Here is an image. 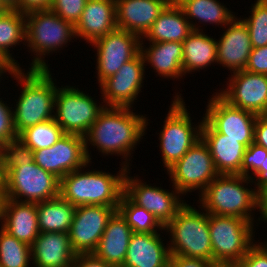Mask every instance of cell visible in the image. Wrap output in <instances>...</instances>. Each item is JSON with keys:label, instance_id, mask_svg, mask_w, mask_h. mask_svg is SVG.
Listing matches in <instances>:
<instances>
[{"label": "cell", "instance_id": "obj_1", "mask_svg": "<svg viewBox=\"0 0 267 267\" xmlns=\"http://www.w3.org/2000/svg\"><path fill=\"white\" fill-rule=\"evenodd\" d=\"M147 119L134 113L131 107L105 106L84 136L88 161L91 162V151L89 153L88 149L91 144L103 155H122L125 161L120 165L129 169V157L133 154L132 151H135V145H138L145 135Z\"/></svg>", "mask_w": 267, "mask_h": 267}, {"label": "cell", "instance_id": "obj_2", "mask_svg": "<svg viewBox=\"0 0 267 267\" xmlns=\"http://www.w3.org/2000/svg\"><path fill=\"white\" fill-rule=\"evenodd\" d=\"M14 80L21 85L16 108L13 109L14 128L17 135L28 127L54 119L57 85L50 69H29L26 73L16 69Z\"/></svg>", "mask_w": 267, "mask_h": 267}, {"label": "cell", "instance_id": "obj_3", "mask_svg": "<svg viewBox=\"0 0 267 267\" xmlns=\"http://www.w3.org/2000/svg\"><path fill=\"white\" fill-rule=\"evenodd\" d=\"M74 170L60 179V196L73 206L102 205L118 207L124 193V179L129 170L122 166L117 175L100 170Z\"/></svg>", "mask_w": 267, "mask_h": 267}, {"label": "cell", "instance_id": "obj_4", "mask_svg": "<svg viewBox=\"0 0 267 267\" xmlns=\"http://www.w3.org/2000/svg\"><path fill=\"white\" fill-rule=\"evenodd\" d=\"M250 183L253 185V181L243 175L219 174L199 195V206L209 214L234 216L254 223L256 189L244 185Z\"/></svg>", "mask_w": 267, "mask_h": 267}, {"label": "cell", "instance_id": "obj_5", "mask_svg": "<svg viewBox=\"0 0 267 267\" xmlns=\"http://www.w3.org/2000/svg\"><path fill=\"white\" fill-rule=\"evenodd\" d=\"M25 30V42L35 55L28 69H50L44 56L55 50H61L60 48L71 42V38H76L75 26L51 9L25 13Z\"/></svg>", "mask_w": 267, "mask_h": 267}, {"label": "cell", "instance_id": "obj_6", "mask_svg": "<svg viewBox=\"0 0 267 267\" xmlns=\"http://www.w3.org/2000/svg\"><path fill=\"white\" fill-rule=\"evenodd\" d=\"M185 204L164 227L170 234V254L213 261L209 213Z\"/></svg>", "mask_w": 267, "mask_h": 267}, {"label": "cell", "instance_id": "obj_7", "mask_svg": "<svg viewBox=\"0 0 267 267\" xmlns=\"http://www.w3.org/2000/svg\"><path fill=\"white\" fill-rule=\"evenodd\" d=\"M208 225L215 263L238 264L255 244L254 223L246 219L209 214Z\"/></svg>", "mask_w": 267, "mask_h": 267}, {"label": "cell", "instance_id": "obj_8", "mask_svg": "<svg viewBox=\"0 0 267 267\" xmlns=\"http://www.w3.org/2000/svg\"><path fill=\"white\" fill-rule=\"evenodd\" d=\"M181 94L174 97L167 116L165 117L162 131L159 134L160 150L162 151L163 166L168 169L201 139L203 118L195 126L191 123Z\"/></svg>", "mask_w": 267, "mask_h": 267}, {"label": "cell", "instance_id": "obj_9", "mask_svg": "<svg viewBox=\"0 0 267 267\" xmlns=\"http://www.w3.org/2000/svg\"><path fill=\"white\" fill-rule=\"evenodd\" d=\"M2 186L4 198L18 202L39 203L60 194V179L34 161L9 169L2 176Z\"/></svg>", "mask_w": 267, "mask_h": 267}, {"label": "cell", "instance_id": "obj_10", "mask_svg": "<svg viewBox=\"0 0 267 267\" xmlns=\"http://www.w3.org/2000/svg\"><path fill=\"white\" fill-rule=\"evenodd\" d=\"M74 87L57 88L54 120L65 133L85 136L105 105H98L91 96Z\"/></svg>", "mask_w": 267, "mask_h": 267}, {"label": "cell", "instance_id": "obj_11", "mask_svg": "<svg viewBox=\"0 0 267 267\" xmlns=\"http://www.w3.org/2000/svg\"><path fill=\"white\" fill-rule=\"evenodd\" d=\"M174 186L183 196L199 190V195L219 173L216 171L207 144L201 138L167 169Z\"/></svg>", "mask_w": 267, "mask_h": 267}, {"label": "cell", "instance_id": "obj_12", "mask_svg": "<svg viewBox=\"0 0 267 267\" xmlns=\"http://www.w3.org/2000/svg\"><path fill=\"white\" fill-rule=\"evenodd\" d=\"M130 169L126 172L124 179V193L138 206L144 207L152 213L159 223L165 227L186 204L181 200V193L175 188L166 191L161 187L151 186L142 182L138 176H128ZM136 178V179H135Z\"/></svg>", "mask_w": 267, "mask_h": 267}, {"label": "cell", "instance_id": "obj_13", "mask_svg": "<svg viewBox=\"0 0 267 267\" xmlns=\"http://www.w3.org/2000/svg\"><path fill=\"white\" fill-rule=\"evenodd\" d=\"M210 98L204 119L226 138L238 139L248 147L254 142L256 114L240 109L225 101L218 92Z\"/></svg>", "mask_w": 267, "mask_h": 267}, {"label": "cell", "instance_id": "obj_14", "mask_svg": "<svg viewBox=\"0 0 267 267\" xmlns=\"http://www.w3.org/2000/svg\"><path fill=\"white\" fill-rule=\"evenodd\" d=\"M97 50L96 75L100 84L116 74L129 60L141 51V38L126 30L116 29L93 41Z\"/></svg>", "mask_w": 267, "mask_h": 267}, {"label": "cell", "instance_id": "obj_15", "mask_svg": "<svg viewBox=\"0 0 267 267\" xmlns=\"http://www.w3.org/2000/svg\"><path fill=\"white\" fill-rule=\"evenodd\" d=\"M34 152V162L59 179L88 163L85 137L65 133L53 146Z\"/></svg>", "mask_w": 267, "mask_h": 267}, {"label": "cell", "instance_id": "obj_16", "mask_svg": "<svg viewBox=\"0 0 267 267\" xmlns=\"http://www.w3.org/2000/svg\"><path fill=\"white\" fill-rule=\"evenodd\" d=\"M146 65L141 51L127 61L116 74L106 78L99 85L105 106L133 107L145 79Z\"/></svg>", "mask_w": 267, "mask_h": 267}, {"label": "cell", "instance_id": "obj_17", "mask_svg": "<svg viewBox=\"0 0 267 267\" xmlns=\"http://www.w3.org/2000/svg\"><path fill=\"white\" fill-rule=\"evenodd\" d=\"M118 207L102 205L77 206L69 231L71 245L76 254L93 253L109 219Z\"/></svg>", "mask_w": 267, "mask_h": 267}, {"label": "cell", "instance_id": "obj_18", "mask_svg": "<svg viewBox=\"0 0 267 267\" xmlns=\"http://www.w3.org/2000/svg\"><path fill=\"white\" fill-rule=\"evenodd\" d=\"M231 73L227 88L218 94L235 107L256 115H267V75L246 70Z\"/></svg>", "mask_w": 267, "mask_h": 267}, {"label": "cell", "instance_id": "obj_19", "mask_svg": "<svg viewBox=\"0 0 267 267\" xmlns=\"http://www.w3.org/2000/svg\"><path fill=\"white\" fill-rule=\"evenodd\" d=\"M173 0H115L117 29L142 38Z\"/></svg>", "mask_w": 267, "mask_h": 267}, {"label": "cell", "instance_id": "obj_20", "mask_svg": "<svg viewBox=\"0 0 267 267\" xmlns=\"http://www.w3.org/2000/svg\"><path fill=\"white\" fill-rule=\"evenodd\" d=\"M226 27L217 40V64L227 67L230 72L244 70L252 51L247 25L240 16L235 17Z\"/></svg>", "mask_w": 267, "mask_h": 267}, {"label": "cell", "instance_id": "obj_21", "mask_svg": "<svg viewBox=\"0 0 267 267\" xmlns=\"http://www.w3.org/2000/svg\"><path fill=\"white\" fill-rule=\"evenodd\" d=\"M201 138L209 147L213 163L219 174L241 175V165L247 147L238 139L226 138L218 133L204 118Z\"/></svg>", "mask_w": 267, "mask_h": 267}, {"label": "cell", "instance_id": "obj_22", "mask_svg": "<svg viewBox=\"0 0 267 267\" xmlns=\"http://www.w3.org/2000/svg\"><path fill=\"white\" fill-rule=\"evenodd\" d=\"M31 253L34 267H71L77 256L67 232H40Z\"/></svg>", "mask_w": 267, "mask_h": 267}, {"label": "cell", "instance_id": "obj_23", "mask_svg": "<svg viewBox=\"0 0 267 267\" xmlns=\"http://www.w3.org/2000/svg\"><path fill=\"white\" fill-rule=\"evenodd\" d=\"M1 220L0 226L3 230L29 246L40 234L37 203L18 202L4 198Z\"/></svg>", "mask_w": 267, "mask_h": 267}, {"label": "cell", "instance_id": "obj_24", "mask_svg": "<svg viewBox=\"0 0 267 267\" xmlns=\"http://www.w3.org/2000/svg\"><path fill=\"white\" fill-rule=\"evenodd\" d=\"M160 234L133 232L122 267H169V246Z\"/></svg>", "mask_w": 267, "mask_h": 267}, {"label": "cell", "instance_id": "obj_25", "mask_svg": "<svg viewBox=\"0 0 267 267\" xmlns=\"http://www.w3.org/2000/svg\"><path fill=\"white\" fill-rule=\"evenodd\" d=\"M116 29L115 0H88L75 25V34L92 43Z\"/></svg>", "mask_w": 267, "mask_h": 267}, {"label": "cell", "instance_id": "obj_26", "mask_svg": "<svg viewBox=\"0 0 267 267\" xmlns=\"http://www.w3.org/2000/svg\"><path fill=\"white\" fill-rule=\"evenodd\" d=\"M133 231L116 211L109 219L93 254L112 267H122Z\"/></svg>", "mask_w": 267, "mask_h": 267}, {"label": "cell", "instance_id": "obj_27", "mask_svg": "<svg viewBox=\"0 0 267 267\" xmlns=\"http://www.w3.org/2000/svg\"><path fill=\"white\" fill-rule=\"evenodd\" d=\"M193 31L194 30L185 17L184 12L173 0L158 16L141 40L147 38L149 43H182Z\"/></svg>", "mask_w": 267, "mask_h": 267}, {"label": "cell", "instance_id": "obj_28", "mask_svg": "<svg viewBox=\"0 0 267 267\" xmlns=\"http://www.w3.org/2000/svg\"><path fill=\"white\" fill-rule=\"evenodd\" d=\"M143 44L141 40V53L145 63L151 65L156 70L155 73L168 79L183 78V43L151 42L146 48Z\"/></svg>", "mask_w": 267, "mask_h": 267}, {"label": "cell", "instance_id": "obj_29", "mask_svg": "<svg viewBox=\"0 0 267 267\" xmlns=\"http://www.w3.org/2000/svg\"><path fill=\"white\" fill-rule=\"evenodd\" d=\"M182 69L187 73L217 64V41L202 31L194 30L183 42Z\"/></svg>", "mask_w": 267, "mask_h": 267}, {"label": "cell", "instance_id": "obj_30", "mask_svg": "<svg viewBox=\"0 0 267 267\" xmlns=\"http://www.w3.org/2000/svg\"><path fill=\"white\" fill-rule=\"evenodd\" d=\"M182 9L185 17L190 22L193 30L202 31L200 26L192 20L197 19L198 23L220 25L225 28L236 16L226 5L218 0H174ZM192 19V20H191ZM191 20V21H190Z\"/></svg>", "mask_w": 267, "mask_h": 267}, {"label": "cell", "instance_id": "obj_31", "mask_svg": "<svg viewBox=\"0 0 267 267\" xmlns=\"http://www.w3.org/2000/svg\"><path fill=\"white\" fill-rule=\"evenodd\" d=\"M76 207L60 195L37 203L38 228L40 232L69 233Z\"/></svg>", "mask_w": 267, "mask_h": 267}, {"label": "cell", "instance_id": "obj_32", "mask_svg": "<svg viewBox=\"0 0 267 267\" xmlns=\"http://www.w3.org/2000/svg\"><path fill=\"white\" fill-rule=\"evenodd\" d=\"M25 41V13L6 9L0 14V54L16 69L22 67L15 61L14 56L12 58L9 49L19 45L20 42L26 46Z\"/></svg>", "mask_w": 267, "mask_h": 267}, {"label": "cell", "instance_id": "obj_33", "mask_svg": "<svg viewBox=\"0 0 267 267\" xmlns=\"http://www.w3.org/2000/svg\"><path fill=\"white\" fill-rule=\"evenodd\" d=\"M117 211L135 233H158L164 230L152 213L136 205L125 193L121 196Z\"/></svg>", "mask_w": 267, "mask_h": 267}, {"label": "cell", "instance_id": "obj_34", "mask_svg": "<svg viewBox=\"0 0 267 267\" xmlns=\"http://www.w3.org/2000/svg\"><path fill=\"white\" fill-rule=\"evenodd\" d=\"M65 132L54 119L38 123L23 130L18 138L33 151L53 146Z\"/></svg>", "mask_w": 267, "mask_h": 267}, {"label": "cell", "instance_id": "obj_35", "mask_svg": "<svg viewBox=\"0 0 267 267\" xmlns=\"http://www.w3.org/2000/svg\"><path fill=\"white\" fill-rule=\"evenodd\" d=\"M31 246L19 241L0 227V267H29Z\"/></svg>", "mask_w": 267, "mask_h": 267}, {"label": "cell", "instance_id": "obj_36", "mask_svg": "<svg viewBox=\"0 0 267 267\" xmlns=\"http://www.w3.org/2000/svg\"><path fill=\"white\" fill-rule=\"evenodd\" d=\"M33 161V150L18 137L0 144V171L2 176L13 167L30 164Z\"/></svg>", "mask_w": 267, "mask_h": 267}, {"label": "cell", "instance_id": "obj_37", "mask_svg": "<svg viewBox=\"0 0 267 267\" xmlns=\"http://www.w3.org/2000/svg\"><path fill=\"white\" fill-rule=\"evenodd\" d=\"M251 15L242 20L247 25L252 48L267 45V0H257L251 6Z\"/></svg>", "mask_w": 267, "mask_h": 267}, {"label": "cell", "instance_id": "obj_38", "mask_svg": "<svg viewBox=\"0 0 267 267\" xmlns=\"http://www.w3.org/2000/svg\"><path fill=\"white\" fill-rule=\"evenodd\" d=\"M88 0H52L50 9L74 26L79 21Z\"/></svg>", "mask_w": 267, "mask_h": 267}, {"label": "cell", "instance_id": "obj_39", "mask_svg": "<svg viewBox=\"0 0 267 267\" xmlns=\"http://www.w3.org/2000/svg\"><path fill=\"white\" fill-rule=\"evenodd\" d=\"M267 156V149L251 143L243 156L241 165V175L250 178L260 167H264V161ZM251 171V172H250ZM251 173V174H250Z\"/></svg>", "mask_w": 267, "mask_h": 267}, {"label": "cell", "instance_id": "obj_40", "mask_svg": "<svg viewBox=\"0 0 267 267\" xmlns=\"http://www.w3.org/2000/svg\"><path fill=\"white\" fill-rule=\"evenodd\" d=\"M0 98V144L18 137L14 128L13 108Z\"/></svg>", "mask_w": 267, "mask_h": 267}, {"label": "cell", "instance_id": "obj_41", "mask_svg": "<svg viewBox=\"0 0 267 267\" xmlns=\"http://www.w3.org/2000/svg\"><path fill=\"white\" fill-rule=\"evenodd\" d=\"M240 267H267V244L255 241L247 254L238 263Z\"/></svg>", "mask_w": 267, "mask_h": 267}, {"label": "cell", "instance_id": "obj_42", "mask_svg": "<svg viewBox=\"0 0 267 267\" xmlns=\"http://www.w3.org/2000/svg\"><path fill=\"white\" fill-rule=\"evenodd\" d=\"M244 70L267 75V45L264 47L252 48Z\"/></svg>", "mask_w": 267, "mask_h": 267}, {"label": "cell", "instance_id": "obj_43", "mask_svg": "<svg viewBox=\"0 0 267 267\" xmlns=\"http://www.w3.org/2000/svg\"><path fill=\"white\" fill-rule=\"evenodd\" d=\"M216 264L217 263L209 260L170 254L169 267H214Z\"/></svg>", "mask_w": 267, "mask_h": 267}, {"label": "cell", "instance_id": "obj_44", "mask_svg": "<svg viewBox=\"0 0 267 267\" xmlns=\"http://www.w3.org/2000/svg\"><path fill=\"white\" fill-rule=\"evenodd\" d=\"M254 143L267 149V115H258L255 121Z\"/></svg>", "mask_w": 267, "mask_h": 267}, {"label": "cell", "instance_id": "obj_45", "mask_svg": "<svg viewBox=\"0 0 267 267\" xmlns=\"http://www.w3.org/2000/svg\"><path fill=\"white\" fill-rule=\"evenodd\" d=\"M71 267H112L103 260L96 257L93 253L77 254Z\"/></svg>", "mask_w": 267, "mask_h": 267}, {"label": "cell", "instance_id": "obj_46", "mask_svg": "<svg viewBox=\"0 0 267 267\" xmlns=\"http://www.w3.org/2000/svg\"><path fill=\"white\" fill-rule=\"evenodd\" d=\"M52 0H19V6L15 9L23 13L33 10L50 9Z\"/></svg>", "mask_w": 267, "mask_h": 267}, {"label": "cell", "instance_id": "obj_47", "mask_svg": "<svg viewBox=\"0 0 267 267\" xmlns=\"http://www.w3.org/2000/svg\"><path fill=\"white\" fill-rule=\"evenodd\" d=\"M257 210L260 211L261 221L267 222V183L256 190ZM263 219V220H262Z\"/></svg>", "mask_w": 267, "mask_h": 267}, {"label": "cell", "instance_id": "obj_48", "mask_svg": "<svg viewBox=\"0 0 267 267\" xmlns=\"http://www.w3.org/2000/svg\"><path fill=\"white\" fill-rule=\"evenodd\" d=\"M254 176H251L250 179L255 183L256 189H258L260 186L267 183V156L264 161V167H260L254 174ZM254 178V179H253Z\"/></svg>", "mask_w": 267, "mask_h": 267}, {"label": "cell", "instance_id": "obj_49", "mask_svg": "<svg viewBox=\"0 0 267 267\" xmlns=\"http://www.w3.org/2000/svg\"><path fill=\"white\" fill-rule=\"evenodd\" d=\"M16 68L0 54V76L7 72L11 76Z\"/></svg>", "mask_w": 267, "mask_h": 267}, {"label": "cell", "instance_id": "obj_50", "mask_svg": "<svg viewBox=\"0 0 267 267\" xmlns=\"http://www.w3.org/2000/svg\"><path fill=\"white\" fill-rule=\"evenodd\" d=\"M0 3L7 10H15L19 6V0H0Z\"/></svg>", "mask_w": 267, "mask_h": 267}, {"label": "cell", "instance_id": "obj_51", "mask_svg": "<svg viewBox=\"0 0 267 267\" xmlns=\"http://www.w3.org/2000/svg\"><path fill=\"white\" fill-rule=\"evenodd\" d=\"M3 200H4V192H3V189H0V222H1V215H2Z\"/></svg>", "mask_w": 267, "mask_h": 267}, {"label": "cell", "instance_id": "obj_52", "mask_svg": "<svg viewBox=\"0 0 267 267\" xmlns=\"http://www.w3.org/2000/svg\"><path fill=\"white\" fill-rule=\"evenodd\" d=\"M214 267H240L239 264L217 263Z\"/></svg>", "mask_w": 267, "mask_h": 267}, {"label": "cell", "instance_id": "obj_53", "mask_svg": "<svg viewBox=\"0 0 267 267\" xmlns=\"http://www.w3.org/2000/svg\"><path fill=\"white\" fill-rule=\"evenodd\" d=\"M0 189H3V186H2V175H1V171H0Z\"/></svg>", "mask_w": 267, "mask_h": 267}, {"label": "cell", "instance_id": "obj_54", "mask_svg": "<svg viewBox=\"0 0 267 267\" xmlns=\"http://www.w3.org/2000/svg\"><path fill=\"white\" fill-rule=\"evenodd\" d=\"M6 9L1 5V3H0V14L3 12V11H5Z\"/></svg>", "mask_w": 267, "mask_h": 267}]
</instances>
